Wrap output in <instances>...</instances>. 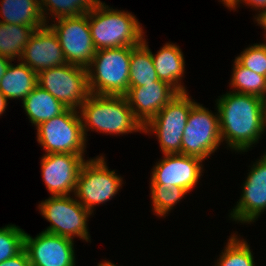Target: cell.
<instances>
[{
	"label": "cell",
	"mask_w": 266,
	"mask_h": 266,
	"mask_svg": "<svg viewBox=\"0 0 266 266\" xmlns=\"http://www.w3.org/2000/svg\"><path fill=\"white\" fill-rule=\"evenodd\" d=\"M221 141L247 152L265 132L263 98L229 91L217 99Z\"/></svg>",
	"instance_id": "1"
},
{
	"label": "cell",
	"mask_w": 266,
	"mask_h": 266,
	"mask_svg": "<svg viewBox=\"0 0 266 266\" xmlns=\"http://www.w3.org/2000/svg\"><path fill=\"white\" fill-rule=\"evenodd\" d=\"M78 111L85 138L89 130L110 135L143 132L125 96L90 93Z\"/></svg>",
	"instance_id": "2"
},
{
	"label": "cell",
	"mask_w": 266,
	"mask_h": 266,
	"mask_svg": "<svg viewBox=\"0 0 266 266\" xmlns=\"http://www.w3.org/2000/svg\"><path fill=\"white\" fill-rule=\"evenodd\" d=\"M89 26L96 50L137 46L145 37L136 16L110 8L101 1L89 12Z\"/></svg>",
	"instance_id": "3"
},
{
	"label": "cell",
	"mask_w": 266,
	"mask_h": 266,
	"mask_svg": "<svg viewBox=\"0 0 266 266\" xmlns=\"http://www.w3.org/2000/svg\"><path fill=\"white\" fill-rule=\"evenodd\" d=\"M131 47L96 50L87 67L89 92L124 96L129 89Z\"/></svg>",
	"instance_id": "4"
},
{
	"label": "cell",
	"mask_w": 266,
	"mask_h": 266,
	"mask_svg": "<svg viewBox=\"0 0 266 266\" xmlns=\"http://www.w3.org/2000/svg\"><path fill=\"white\" fill-rule=\"evenodd\" d=\"M110 169L105 158L97 156L86 160L80 168L73 195L79 203L93 213L96 205L111 200L122 186V177Z\"/></svg>",
	"instance_id": "5"
},
{
	"label": "cell",
	"mask_w": 266,
	"mask_h": 266,
	"mask_svg": "<svg viewBox=\"0 0 266 266\" xmlns=\"http://www.w3.org/2000/svg\"><path fill=\"white\" fill-rule=\"evenodd\" d=\"M37 141L45 154L70 153L84 155L86 138L79 111L67 108L36 127Z\"/></svg>",
	"instance_id": "6"
},
{
	"label": "cell",
	"mask_w": 266,
	"mask_h": 266,
	"mask_svg": "<svg viewBox=\"0 0 266 266\" xmlns=\"http://www.w3.org/2000/svg\"><path fill=\"white\" fill-rule=\"evenodd\" d=\"M196 102L186 92H179L144 127V133H155L163 154H181L183 131L191 107Z\"/></svg>",
	"instance_id": "7"
},
{
	"label": "cell",
	"mask_w": 266,
	"mask_h": 266,
	"mask_svg": "<svg viewBox=\"0 0 266 266\" xmlns=\"http://www.w3.org/2000/svg\"><path fill=\"white\" fill-rule=\"evenodd\" d=\"M38 208L42 217L50 222L44 232L72 240L76 236L86 242L90 241L87 219L92 213L77 198L74 199L71 195L51 196L42 201Z\"/></svg>",
	"instance_id": "8"
},
{
	"label": "cell",
	"mask_w": 266,
	"mask_h": 266,
	"mask_svg": "<svg viewBox=\"0 0 266 266\" xmlns=\"http://www.w3.org/2000/svg\"><path fill=\"white\" fill-rule=\"evenodd\" d=\"M37 85L47 90L65 107L75 110L90 95L87 68L68 63L38 73Z\"/></svg>",
	"instance_id": "9"
},
{
	"label": "cell",
	"mask_w": 266,
	"mask_h": 266,
	"mask_svg": "<svg viewBox=\"0 0 266 266\" xmlns=\"http://www.w3.org/2000/svg\"><path fill=\"white\" fill-rule=\"evenodd\" d=\"M216 113L214 115L211 110L197 102L191 107L183 131L181 154L195 156L204 161L218 149L222 141L218 111Z\"/></svg>",
	"instance_id": "10"
},
{
	"label": "cell",
	"mask_w": 266,
	"mask_h": 266,
	"mask_svg": "<svg viewBox=\"0 0 266 266\" xmlns=\"http://www.w3.org/2000/svg\"><path fill=\"white\" fill-rule=\"evenodd\" d=\"M49 26L56 33L68 64L87 68L95 56L89 12L79 16L57 19Z\"/></svg>",
	"instance_id": "11"
},
{
	"label": "cell",
	"mask_w": 266,
	"mask_h": 266,
	"mask_svg": "<svg viewBox=\"0 0 266 266\" xmlns=\"http://www.w3.org/2000/svg\"><path fill=\"white\" fill-rule=\"evenodd\" d=\"M203 160L185 154H164L152 169L151 184H163L167 189L182 187L192 191L203 172Z\"/></svg>",
	"instance_id": "12"
},
{
	"label": "cell",
	"mask_w": 266,
	"mask_h": 266,
	"mask_svg": "<svg viewBox=\"0 0 266 266\" xmlns=\"http://www.w3.org/2000/svg\"><path fill=\"white\" fill-rule=\"evenodd\" d=\"M74 241L42 231L36 237L25 232L24 250L31 266H75Z\"/></svg>",
	"instance_id": "13"
},
{
	"label": "cell",
	"mask_w": 266,
	"mask_h": 266,
	"mask_svg": "<svg viewBox=\"0 0 266 266\" xmlns=\"http://www.w3.org/2000/svg\"><path fill=\"white\" fill-rule=\"evenodd\" d=\"M84 155L70 153L44 154L41 158L42 178L52 196H67L75 192Z\"/></svg>",
	"instance_id": "14"
},
{
	"label": "cell",
	"mask_w": 266,
	"mask_h": 266,
	"mask_svg": "<svg viewBox=\"0 0 266 266\" xmlns=\"http://www.w3.org/2000/svg\"><path fill=\"white\" fill-rule=\"evenodd\" d=\"M240 199L231 211L235 222H254L266 209V152L252 165Z\"/></svg>",
	"instance_id": "15"
},
{
	"label": "cell",
	"mask_w": 266,
	"mask_h": 266,
	"mask_svg": "<svg viewBox=\"0 0 266 266\" xmlns=\"http://www.w3.org/2000/svg\"><path fill=\"white\" fill-rule=\"evenodd\" d=\"M37 74L66 64L56 33L49 25L36 29L24 48L20 59Z\"/></svg>",
	"instance_id": "16"
},
{
	"label": "cell",
	"mask_w": 266,
	"mask_h": 266,
	"mask_svg": "<svg viewBox=\"0 0 266 266\" xmlns=\"http://www.w3.org/2000/svg\"><path fill=\"white\" fill-rule=\"evenodd\" d=\"M179 92L169 83L157 80L140 87H129L124 95L135 118L144 127Z\"/></svg>",
	"instance_id": "17"
},
{
	"label": "cell",
	"mask_w": 266,
	"mask_h": 266,
	"mask_svg": "<svg viewBox=\"0 0 266 266\" xmlns=\"http://www.w3.org/2000/svg\"><path fill=\"white\" fill-rule=\"evenodd\" d=\"M151 55L158 79L169 83L178 92H186L181 83L185 72V61L180 47L166 43L156 54H152L151 51Z\"/></svg>",
	"instance_id": "18"
},
{
	"label": "cell",
	"mask_w": 266,
	"mask_h": 266,
	"mask_svg": "<svg viewBox=\"0 0 266 266\" xmlns=\"http://www.w3.org/2000/svg\"><path fill=\"white\" fill-rule=\"evenodd\" d=\"M1 23L30 26L39 29L46 25L39 0H1Z\"/></svg>",
	"instance_id": "19"
},
{
	"label": "cell",
	"mask_w": 266,
	"mask_h": 266,
	"mask_svg": "<svg viewBox=\"0 0 266 266\" xmlns=\"http://www.w3.org/2000/svg\"><path fill=\"white\" fill-rule=\"evenodd\" d=\"M37 85V73L19 62L14 65L10 62L6 73L0 80V92L9 100L23 101Z\"/></svg>",
	"instance_id": "20"
},
{
	"label": "cell",
	"mask_w": 266,
	"mask_h": 266,
	"mask_svg": "<svg viewBox=\"0 0 266 266\" xmlns=\"http://www.w3.org/2000/svg\"><path fill=\"white\" fill-rule=\"evenodd\" d=\"M29 121L35 127L63 113L67 107L59 102L47 90L36 85L30 94L21 101Z\"/></svg>",
	"instance_id": "21"
},
{
	"label": "cell",
	"mask_w": 266,
	"mask_h": 266,
	"mask_svg": "<svg viewBox=\"0 0 266 266\" xmlns=\"http://www.w3.org/2000/svg\"><path fill=\"white\" fill-rule=\"evenodd\" d=\"M146 39L137 46H131L129 87L145 86L158 80L153 65L151 50Z\"/></svg>",
	"instance_id": "22"
},
{
	"label": "cell",
	"mask_w": 266,
	"mask_h": 266,
	"mask_svg": "<svg viewBox=\"0 0 266 266\" xmlns=\"http://www.w3.org/2000/svg\"><path fill=\"white\" fill-rule=\"evenodd\" d=\"M36 29L30 26L0 22V55L20 61L24 48Z\"/></svg>",
	"instance_id": "23"
},
{
	"label": "cell",
	"mask_w": 266,
	"mask_h": 266,
	"mask_svg": "<svg viewBox=\"0 0 266 266\" xmlns=\"http://www.w3.org/2000/svg\"><path fill=\"white\" fill-rule=\"evenodd\" d=\"M100 0H39L40 10L43 19L46 23L48 16L51 15L52 19H60L71 16H79L90 12ZM50 11L48 14L47 12ZM56 17V18H55Z\"/></svg>",
	"instance_id": "24"
},
{
	"label": "cell",
	"mask_w": 266,
	"mask_h": 266,
	"mask_svg": "<svg viewBox=\"0 0 266 266\" xmlns=\"http://www.w3.org/2000/svg\"><path fill=\"white\" fill-rule=\"evenodd\" d=\"M230 85L233 92L263 98L266 95V77L252 72L234 60ZM237 90V91H236Z\"/></svg>",
	"instance_id": "25"
},
{
	"label": "cell",
	"mask_w": 266,
	"mask_h": 266,
	"mask_svg": "<svg viewBox=\"0 0 266 266\" xmlns=\"http://www.w3.org/2000/svg\"><path fill=\"white\" fill-rule=\"evenodd\" d=\"M237 236L236 233L230 236L216 266H255L249 244Z\"/></svg>",
	"instance_id": "26"
},
{
	"label": "cell",
	"mask_w": 266,
	"mask_h": 266,
	"mask_svg": "<svg viewBox=\"0 0 266 266\" xmlns=\"http://www.w3.org/2000/svg\"><path fill=\"white\" fill-rule=\"evenodd\" d=\"M153 211L156 216L165 217L184 196L187 191L182 187L165 188L163 184H150Z\"/></svg>",
	"instance_id": "27"
},
{
	"label": "cell",
	"mask_w": 266,
	"mask_h": 266,
	"mask_svg": "<svg viewBox=\"0 0 266 266\" xmlns=\"http://www.w3.org/2000/svg\"><path fill=\"white\" fill-rule=\"evenodd\" d=\"M25 231L12 224L0 228V263L24 250Z\"/></svg>",
	"instance_id": "28"
},
{
	"label": "cell",
	"mask_w": 266,
	"mask_h": 266,
	"mask_svg": "<svg viewBox=\"0 0 266 266\" xmlns=\"http://www.w3.org/2000/svg\"><path fill=\"white\" fill-rule=\"evenodd\" d=\"M235 59L245 68L266 77V42L249 46Z\"/></svg>",
	"instance_id": "29"
},
{
	"label": "cell",
	"mask_w": 266,
	"mask_h": 266,
	"mask_svg": "<svg viewBox=\"0 0 266 266\" xmlns=\"http://www.w3.org/2000/svg\"><path fill=\"white\" fill-rule=\"evenodd\" d=\"M0 266H31L27 252L23 250L17 256L0 263Z\"/></svg>",
	"instance_id": "30"
},
{
	"label": "cell",
	"mask_w": 266,
	"mask_h": 266,
	"mask_svg": "<svg viewBox=\"0 0 266 266\" xmlns=\"http://www.w3.org/2000/svg\"><path fill=\"white\" fill-rule=\"evenodd\" d=\"M241 3H245L247 6H252L255 10H260L255 16V19L261 15L264 11H266V0H241Z\"/></svg>",
	"instance_id": "31"
},
{
	"label": "cell",
	"mask_w": 266,
	"mask_h": 266,
	"mask_svg": "<svg viewBox=\"0 0 266 266\" xmlns=\"http://www.w3.org/2000/svg\"><path fill=\"white\" fill-rule=\"evenodd\" d=\"M10 62H12L10 59L0 55V80L2 79L4 74L6 73V70L9 66Z\"/></svg>",
	"instance_id": "32"
},
{
	"label": "cell",
	"mask_w": 266,
	"mask_h": 266,
	"mask_svg": "<svg viewBox=\"0 0 266 266\" xmlns=\"http://www.w3.org/2000/svg\"><path fill=\"white\" fill-rule=\"evenodd\" d=\"M221 1V0H220ZM221 2H223V4L230 10H236V7H239L237 5H239L241 3V0H222Z\"/></svg>",
	"instance_id": "33"
},
{
	"label": "cell",
	"mask_w": 266,
	"mask_h": 266,
	"mask_svg": "<svg viewBox=\"0 0 266 266\" xmlns=\"http://www.w3.org/2000/svg\"><path fill=\"white\" fill-rule=\"evenodd\" d=\"M257 23L262 27V29L264 28V32L266 33V11H264L261 15H259L256 18ZM265 36V41H266V34Z\"/></svg>",
	"instance_id": "34"
},
{
	"label": "cell",
	"mask_w": 266,
	"mask_h": 266,
	"mask_svg": "<svg viewBox=\"0 0 266 266\" xmlns=\"http://www.w3.org/2000/svg\"><path fill=\"white\" fill-rule=\"evenodd\" d=\"M8 99L0 92V115L5 112V109L7 108Z\"/></svg>",
	"instance_id": "35"
},
{
	"label": "cell",
	"mask_w": 266,
	"mask_h": 266,
	"mask_svg": "<svg viewBox=\"0 0 266 266\" xmlns=\"http://www.w3.org/2000/svg\"><path fill=\"white\" fill-rule=\"evenodd\" d=\"M98 266H116L115 264L111 263L110 261H102L101 263H98Z\"/></svg>",
	"instance_id": "36"
},
{
	"label": "cell",
	"mask_w": 266,
	"mask_h": 266,
	"mask_svg": "<svg viewBox=\"0 0 266 266\" xmlns=\"http://www.w3.org/2000/svg\"><path fill=\"white\" fill-rule=\"evenodd\" d=\"M263 107H264V120L266 125V95L263 97Z\"/></svg>",
	"instance_id": "37"
}]
</instances>
